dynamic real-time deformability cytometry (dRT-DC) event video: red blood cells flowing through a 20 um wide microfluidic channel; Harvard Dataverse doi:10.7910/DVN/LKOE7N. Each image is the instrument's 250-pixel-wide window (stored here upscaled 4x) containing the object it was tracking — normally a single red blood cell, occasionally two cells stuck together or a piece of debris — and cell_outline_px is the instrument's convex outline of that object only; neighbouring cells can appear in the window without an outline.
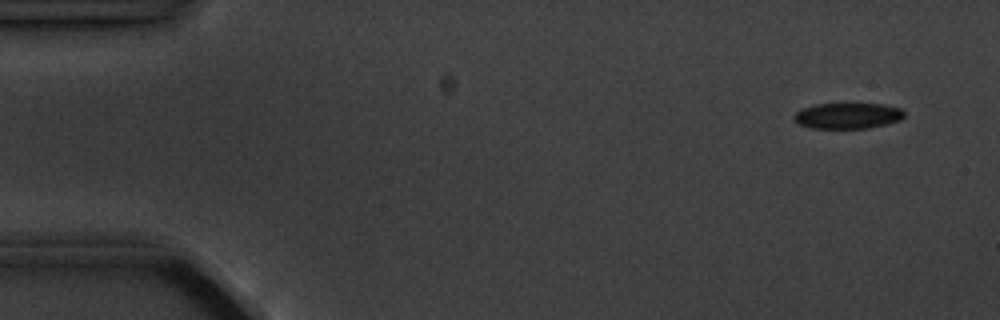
{"species": "common noctule bat (a hibernating species)", "species_latin": "Nyctalus noctula", "temperature_condition": "cold", "stored_images_in_passage": 5, "camera_frame_rate_fps": 3000, "um_per_image_px": 0.085, "animal": {"sex": "male", "body_mass_g": 20.1, "forearm_length_mm": 53.5}, "frame": {"image": 1, "passage_image": 2, "time_ms": 1.0, "image_size_px": [1000, 320], "cell_outline_px": [[904, 116], [900, 120], [868, 128], [812, 128], [800, 124], [792, 116], [800, 108], [816, 104], [884, 104], [900, 108], [904, 112]], "centroid_in_image_um": [72.04, 9.83], "position_along_channel_um": 13.0, "area_um2": 16.47}}